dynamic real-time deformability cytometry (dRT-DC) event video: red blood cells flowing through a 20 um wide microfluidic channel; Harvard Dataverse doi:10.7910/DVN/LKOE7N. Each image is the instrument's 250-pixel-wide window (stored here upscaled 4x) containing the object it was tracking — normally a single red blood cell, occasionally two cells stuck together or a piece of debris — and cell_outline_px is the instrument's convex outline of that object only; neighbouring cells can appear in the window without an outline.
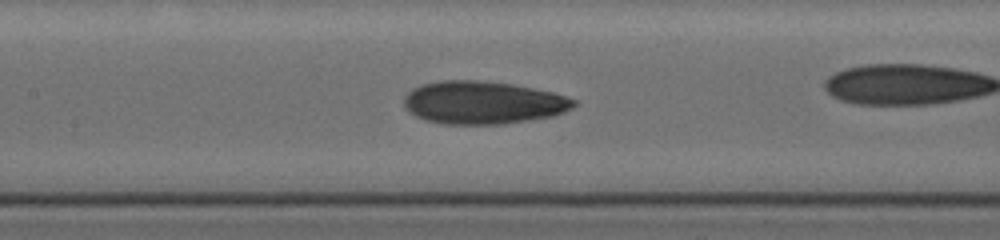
{"species": "human", "species_latin": "Homo sapiens", "temperature_condition": "cold", "stored_images_in_passage": 23, "camera_frame_rate_fps": 3000, "um_per_image_px": 0.085, "donor": {"sex": "female"}, "frame": {"image": 1, "passage_image": 4, "time_ms": 1.0, "image_size_px": [1000, 240], "cell_outline_px": [[576, 104], [572, 108], [564, 112], [552, 116], [504, 124], [444, 124], [424, 120], [416, 116], [404, 108], [404, 96], [412, 88], [424, 84], [444, 80], [476, 80], [512, 84], [552, 92], [576, 100]], "centroid_in_image_um": [41.03, 8.73], "position_along_channel_um": 166.4, "area_um2": 42.31}}
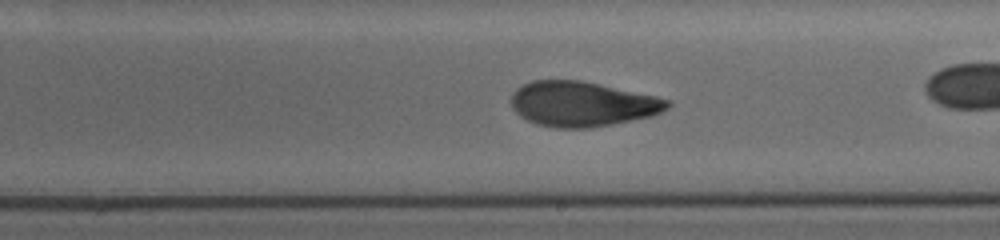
{"frame": {"image": 2, "passage_image": 10, "time_ms": 3.0, "image_size_px": [1000, 240], "cell_outline_px": [[672, 104], [668, 108], [652, 116], [612, 124], [588, 128], [556, 128], [536, 124], [520, 116], [512, 108], [512, 96], [516, 88], [532, 80], [580, 80], [600, 84], [656, 96], [672, 100]], "centroid_in_image_um": [49.5, 8.84], "position_along_channel_um": 239.5, "area_um2": 40.98}}
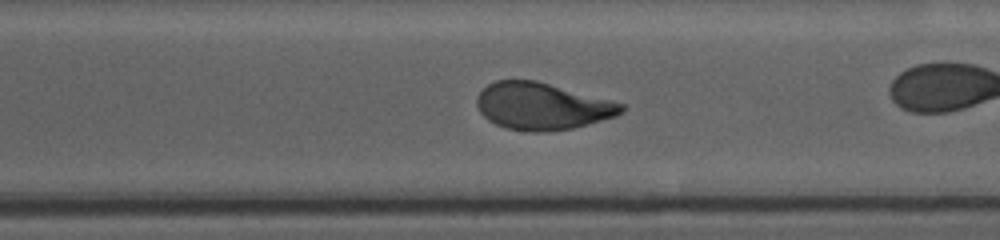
{"frame": {"image": 3, "passage_image": 17, "time_ms": 5.333, "image_size_px": [1000, 240], "cell_outline_px": [[624, 108], [616, 116], [588, 124], [572, 128], [548, 132], [532, 132], [508, 128], [496, 124], [488, 120], [480, 112], [476, 104], [476, 96], [488, 84], [496, 80], [536, 80], [624, 104]], "centroid_in_image_um": [46.04, 9.03], "position_along_channel_um": 324.6, "area_um2": 39.3}}